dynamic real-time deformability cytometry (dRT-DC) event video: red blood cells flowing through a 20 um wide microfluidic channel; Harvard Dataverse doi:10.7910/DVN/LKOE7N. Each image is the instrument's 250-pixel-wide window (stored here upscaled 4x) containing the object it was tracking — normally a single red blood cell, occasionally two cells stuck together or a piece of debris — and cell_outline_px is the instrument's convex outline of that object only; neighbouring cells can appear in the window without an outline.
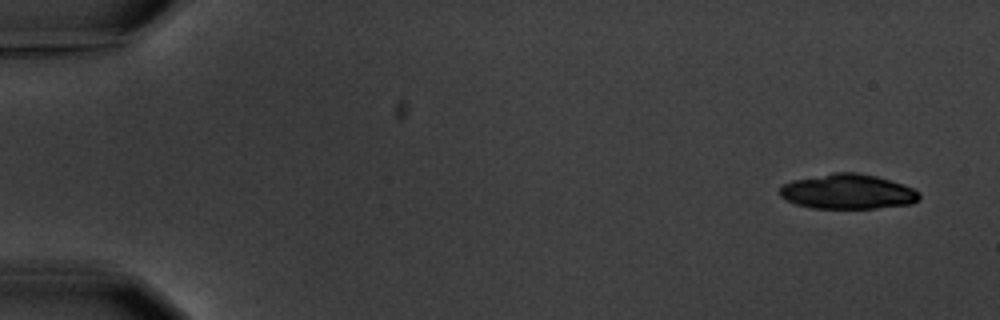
{"species": "common noctule bat (a hibernating species)", "species_latin": "Nyctalus noctula", "temperature_condition": "warm", "stored_images_in_passage": 6, "segment_of_instrument_passage": [2, 2], "camera_frame_rate_fps": 3000, "um_per_image_px": 0.085, "animal": {"sex": "male", "body_mass_g": 20.1, "forearm_length_mm": 53.5}, "frame": {"image": 1, "passage_image": 6, "time_ms": 6.667, "image_size_px": [1000, 320], "cell_outline_px": [[920, 200], [912, 204], [876, 208], [812, 208], [796, 204], [780, 196], [780, 188], [784, 184], [792, 180], [836, 172], [856, 172], [876, 176], [904, 184], [920, 192]], "centroid_in_image_um": [72.1, 16.29], "position_along_channel_um": 12.9, "area_um2": 28.38}}